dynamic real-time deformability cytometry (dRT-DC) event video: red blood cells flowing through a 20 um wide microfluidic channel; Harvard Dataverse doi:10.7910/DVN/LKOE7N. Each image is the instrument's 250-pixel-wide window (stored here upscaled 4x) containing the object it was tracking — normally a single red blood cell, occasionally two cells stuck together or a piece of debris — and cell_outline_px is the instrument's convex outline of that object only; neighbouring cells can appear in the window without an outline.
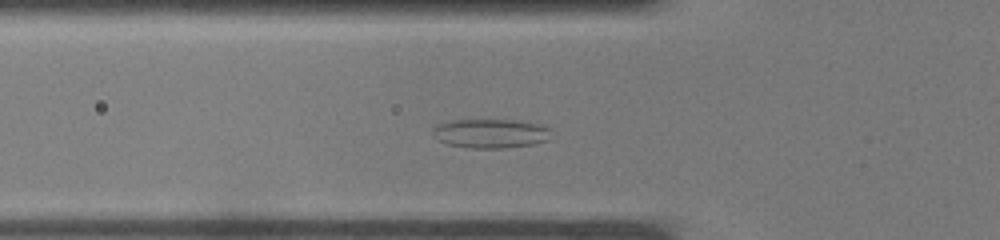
{"species": "common noctule bat (a hibernating species)", "species_latin": "Nyctalus noctula", "temperature_condition": "warm", "stored_images_in_passage": 30, "camera_frame_rate_fps": 3000, "um_per_image_px": 0.085, "animal": {"sex": "male", "body_mass_g": 19.0, "forearm_length_mm": 50.8}, "frame": {"image": 1, "passage_image": 8, "time_ms": 2.333, "image_size_px": [1000, 240], "cell_outline_px": [[548, 140], [532, 144], [504, 148], [468, 148], [448, 144], [432, 136], [432, 128], [436, 124], [452, 120], [512, 120], [536, 124], [548, 128]], "centroid_in_image_um": [41.61, 11.35], "position_along_channel_um": 84.2, "area_um2": 19.88}}
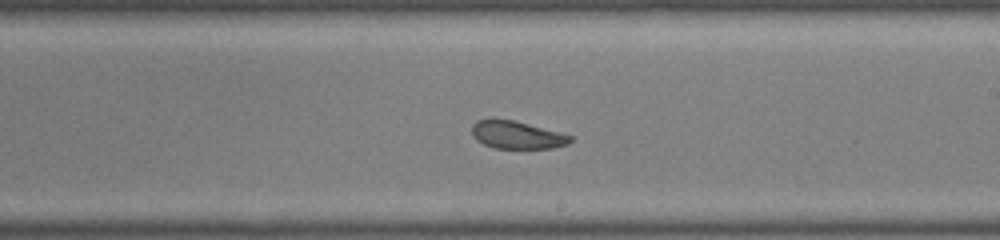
{"frame": {"image": 2, "passage_image": 17, "time_ms": 5.333, "image_size_px": [1000, 240], "cell_outline_px": [[572, 140], [568, 144], [552, 148], [492, 148], [476, 140], [472, 136], [472, 124], [476, 120], [512, 120], [560, 132], [572, 136]], "centroid_in_image_um": [43.93, 11.48], "position_along_channel_um": 245.1, "area_um2": 15.72}}
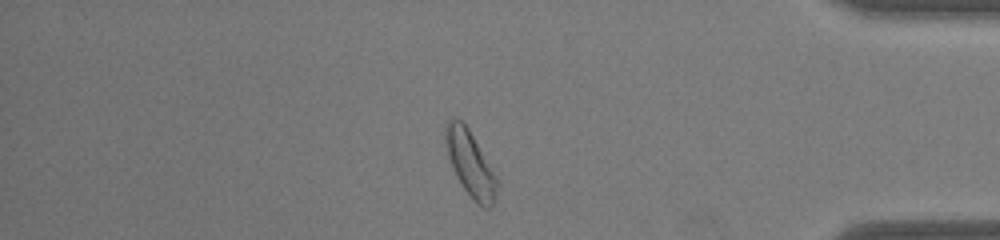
{"frame": {"image": 3, "passage_image": 27, "time_ms": 8.667, "image_size_px": [1000, 240], "cell_outline_px": [[496, 196], [492, 208], [484, 208], [464, 188], [456, 176], [448, 156], [448, 120], [456, 116], [468, 128], [496, 176]], "centroid_in_image_um": [40.01, 13.95], "position_along_channel_um": 395.2, "area_um2": 18.44}}